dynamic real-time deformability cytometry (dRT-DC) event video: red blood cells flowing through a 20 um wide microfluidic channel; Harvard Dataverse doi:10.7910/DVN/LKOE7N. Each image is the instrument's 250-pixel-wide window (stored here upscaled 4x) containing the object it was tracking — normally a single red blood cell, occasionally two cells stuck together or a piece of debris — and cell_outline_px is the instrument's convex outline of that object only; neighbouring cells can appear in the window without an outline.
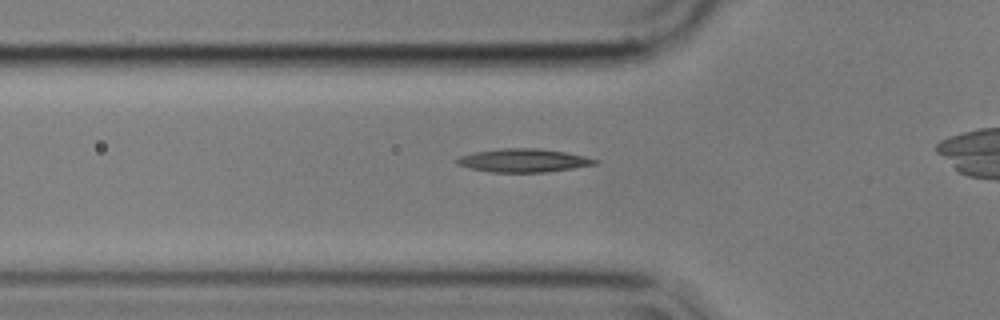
{"species": "common noctule bat (a hibernating species)", "species_latin": "Nyctalus noctula", "temperature_condition": "cold", "stored_images_in_passage": 6, "camera_frame_rate_fps": 3000, "um_per_image_px": 0.085, "animal": {"sex": "male", "body_mass_g": 17.9}, "frame": {"image": 1, "passage_image": 4, "time_ms": 1.0, "image_size_px": [1000, 320], "cell_outline_px": [[600, 160], [596, 164], [548, 172], [488, 172], [456, 164], [452, 160], [460, 156], [476, 152], [500, 148], [540, 148], [564, 152], [584, 156]], "centroid_in_image_um": [44.47, 13.63], "position_along_channel_um": 81.3, "area_um2": 18.79}}